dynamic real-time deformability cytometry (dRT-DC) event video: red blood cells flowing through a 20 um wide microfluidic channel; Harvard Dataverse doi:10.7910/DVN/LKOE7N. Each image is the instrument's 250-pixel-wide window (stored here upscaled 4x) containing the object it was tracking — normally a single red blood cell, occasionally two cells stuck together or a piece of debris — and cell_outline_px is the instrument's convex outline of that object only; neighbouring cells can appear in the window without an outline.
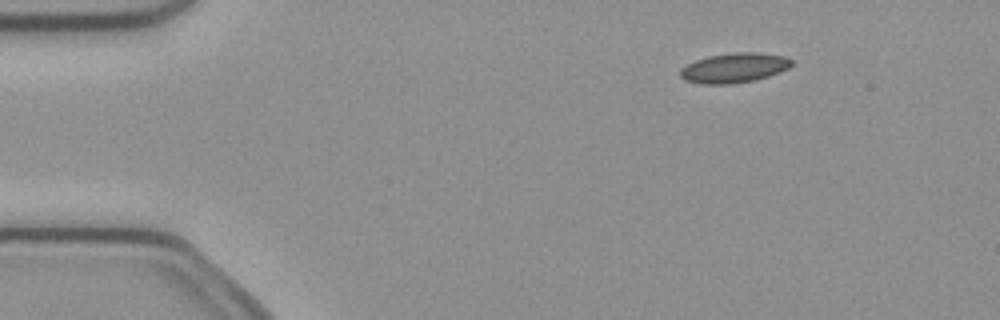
{"species": "common noctule bat (a hibernating species)", "species_latin": "Nyctalus noctula", "temperature_condition": "cold", "stored_images_in_passage": 4, "camera_frame_rate_fps": 3000, "um_per_image_px": 0.085, "animal": {"sex": "female", "body_mass_g": 21.9}, "frame": {"image": 1, "passage_image": 2, "time_ms": 0.333, "image_size_px": [1000, 320], "cell_outline_px": [[792, 64], [788, 68], [780, 72], [756, 80], [728, 84], [700, 84], [684, 80], [680, 76], [680, 68], [696, 60], [708, 56], [736, 52], [756, 52], [784, 56], [792, 60]], "centroid_in_image_um": [62.39, 5.77], "position_along_channel_um": 22.6, "area_um2": 19.31}}